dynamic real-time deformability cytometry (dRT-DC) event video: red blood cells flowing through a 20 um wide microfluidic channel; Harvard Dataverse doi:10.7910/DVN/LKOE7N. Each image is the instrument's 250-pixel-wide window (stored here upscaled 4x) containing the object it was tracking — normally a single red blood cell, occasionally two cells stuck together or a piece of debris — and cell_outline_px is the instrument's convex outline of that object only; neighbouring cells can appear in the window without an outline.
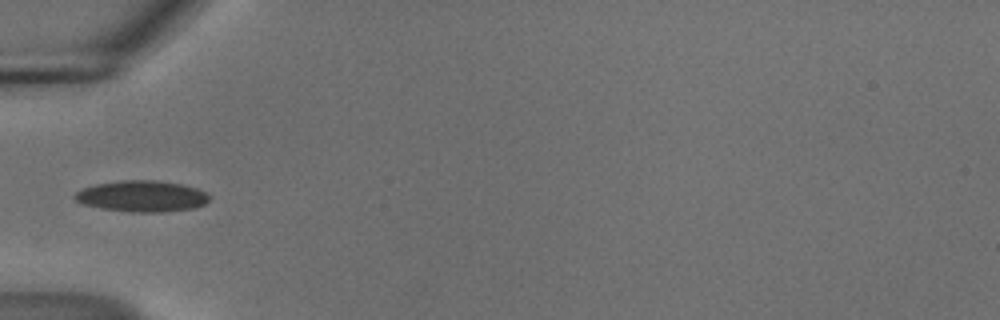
{"species": "common noctule bat (a hibernating species)", "species_latin": "Nyctalus noctula", "temperature_condition": "cold", "stored_images_in_passage": 29, "camera_frame_rate_fps": 3000, "um_per_image_px": 0.085, "animal": {"sex": "male", "body_mass_g": 18.8}, "frame": {"image": 1, "passage_image": 1, "time_ms": 0.0, "image_size_px": [1000, 320], "cell_outline_px": [[208, 200], [204, 204], [196, 208], [160, 212], [132, 212], [100, 208], [84, 204], [76, 200], [72, 196], [76, 192], [84, 188], [96, 184], [124, 180], [156, 180], [184, 184], [208, 192]], "centroid_in_image_um": [12.09, 16.67], "position_along_channel_um": 72.9, "area_um2": 24.45}}
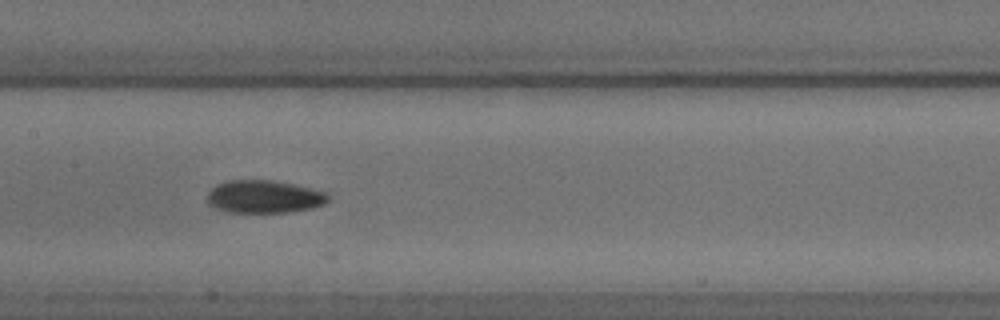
{"frame": {"image": 2, "passage_image": 10, "time_ms": 3.0, "image_size_px": [1000, 320], "cell_outline_px": [[332, 196], [324, 204], [312, 208], [288, 212], [228, 212], [212, 208], [208, 204], [208, 192], [216, 184], [228, 180], [272, 180], [292, 184], [328, 192]], "centroid_in_image_um": [22.45, 16.72], "position_along_channel_um": 185.0, "area_um2": 23.29}}
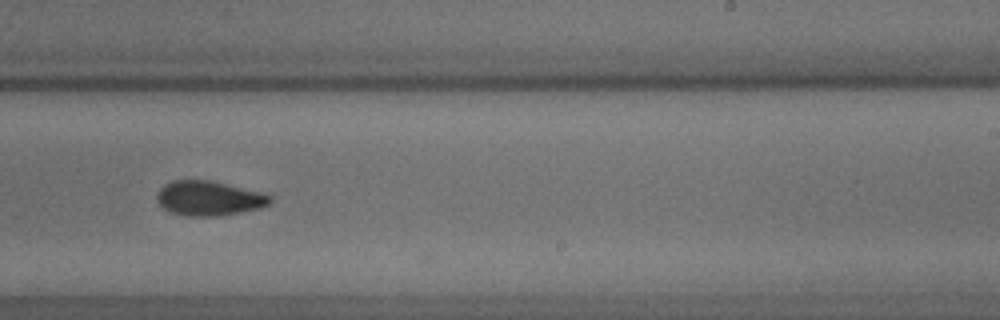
{"frame": {"image": 3, "passage_image": 17, "time_ms": 5.333, "image_size_px": [1000, 320], "cell_outline_px": [[272, 200], [268, 204], [260, 208], [240, 212], [216, 216], [188, 216], [172, 212], [164, 208], [156, 200], [156, 192], [164, 184], [172, 180], [208, 180], [272, 196]], "centroid_in_image_um": [17.69, 16.86], "position_along_channel_um": 271.3, "area_um2": 22.43}}